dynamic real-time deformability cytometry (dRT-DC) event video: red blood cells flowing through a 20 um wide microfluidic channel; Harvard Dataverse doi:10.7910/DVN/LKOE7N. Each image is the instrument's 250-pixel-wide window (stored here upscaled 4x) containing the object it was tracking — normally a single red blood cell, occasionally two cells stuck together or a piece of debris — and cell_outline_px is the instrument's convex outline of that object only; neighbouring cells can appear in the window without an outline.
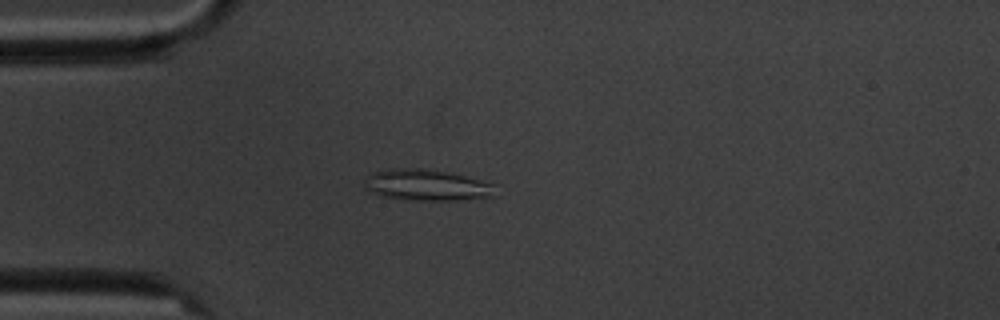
{"species": "common noctule bat (a hibernating species)", "species_latin": "Nyctalus noctula", "temperature_condition": "cold", "stored_images_in_passage": 15, "camera_frame_rate_fps": 3000, "um_per_image_px": 0.085, "animal": {"sex": "male", "body_mass_g": 20.1, "forearm_length_mm": 53.5}, "frame": {"image": 1, "passage_image": 4, "time_ms": 4.333, "image_size_px": [1000, 320], "cell_outline_px": [[496, 196], [456, 200], [408, 200], [380, 196], [364, 188], [364, 176], [372, 172], [388, 168], [420, 168], [448, 172], [496, 184]], "centroid_in_image_um": [36.23, 15.73], "position_along_channel_um": 48.8, "area_um2": 24.16}}
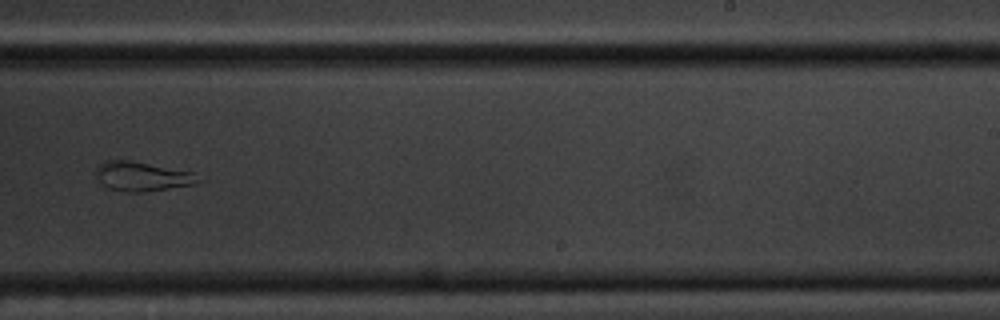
{"frame": {"image": 2, "passage_image": 10, "time_ms": 11.333, "image_size_px": [1000, 320], "cell_outline_px": [[204, 180], [192, 184], [144, 192], [124, 192], [108, 188], [92, 172], [104, 160], [128, 160], [196, 172]], "centroid_in_image_um": [12.09, 14.98], "position_along_channel_um": 276.9, "area_um2": 17.63}}
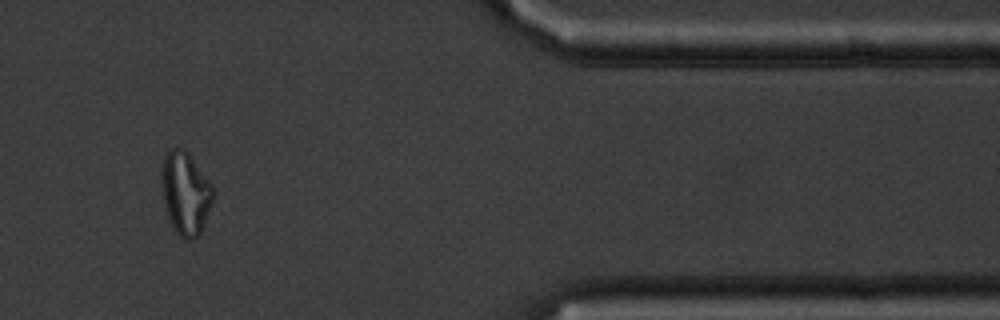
{"frame": {"image": 3, "passage_image": 13, "time_ms": 15.667, "image_size_px": [1000, 320], "cell_outline_px": [[216, 192], [204, 224], [200, 232], [192, 240], [188, 240], [180, 236], [172, 228], [168, 220], [164, 208], [160, 176], [160, 172], [164, 156], [172, 148], [184, 148], [188, 152], [216, 188]], "centroid_in_image_um": [15.76, 16.41], "position_along_channel_um": 395.6, "area_um2": 25.49}, "authors_computed_cell_mechanics": {"area_um2": 23.7558, "velocity_mm_per_s": 3.4228, "shape_relaxation_time_tau1_ms": null, "shape_relaxation_time_tau2_ms": 1.1677, "deformation_change_tau1": null, "deformation_change_tau2": 0.0553}}